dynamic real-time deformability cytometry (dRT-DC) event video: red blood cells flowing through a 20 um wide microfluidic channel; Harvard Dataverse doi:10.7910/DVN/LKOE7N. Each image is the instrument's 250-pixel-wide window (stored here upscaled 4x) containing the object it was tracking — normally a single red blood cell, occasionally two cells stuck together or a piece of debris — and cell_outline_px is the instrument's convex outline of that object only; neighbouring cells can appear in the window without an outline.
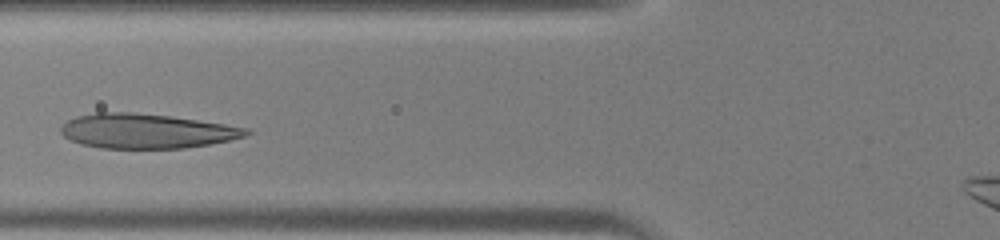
{"species": "human", "species_latin": "Homo sapiens", "temperature_condition": "warm", "stored_images_in_passage": 29, "camera_frame_rate_fps": 3000, "um_per_image_px": 0.085, "donor": {"sex": "male"}, "frame": {"image": 1, "passage_image": 9, "time_ms": 2.667, "image_size_px": [1000, 240], "cell_outline_px": [[252, 132], [244, 136], [228, 140], [208, 144], [184, 148], [100, 148], [80, 144], [64, 136], [60, 132], [60, 128], [68, 120], [76, 116], [96, 112], [132, 112], [168, 116], [252, 128]], "centroid_in_image_um": [12.43, 11.14], "position_along_channel_um": 113.4, "area_um2": 37.22}}
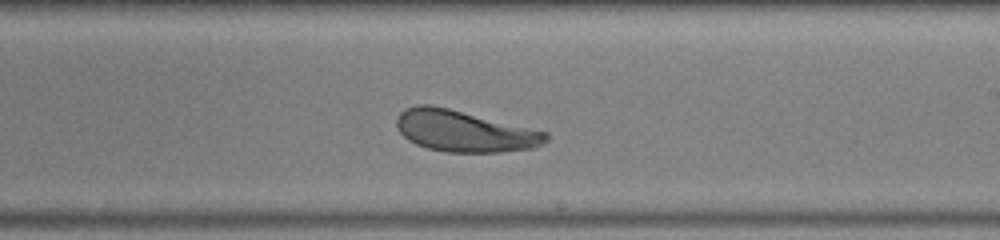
{"frame": {"image": 2, "passage_image": 18, "time_ms": 5.667, "image_size_px": [1000, 240], "cell_outline_px": [[548, 140], [532, 148], [500, 152], [444, 152], [428, 148], [416, 144], [408, 140], [396, 128], [396, 116], [404, 108], [416, 104], [428, 104], [448, 108], [548, 132]], "centroid_in_image_um": [39.42, 11.14], "position_along_channel_um": 249.6, "area_um2": 35.95}}
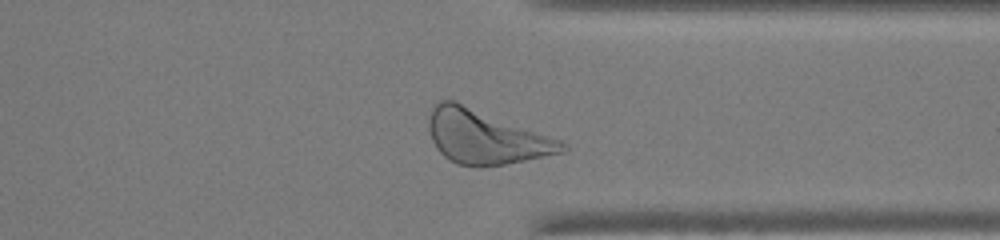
{"frame": {"image": 3, "passage_image": 26, "time_ms": 8.333, "image_size_px": [1000, 240], "cell_outline_px": [[568, 148], [564, 152], [504, 164], [476, 168], [456, 164], [444, 156], [436, 148], [432, 140], [428, 128], [428, 120], [432, 108], [440, 100], [452, 100], [564, 140], [568, 144]], "centroid_in_image_um": [41.29, 11.66], "position_along_channel_um": 370.1, "area_um2": 41.91}}